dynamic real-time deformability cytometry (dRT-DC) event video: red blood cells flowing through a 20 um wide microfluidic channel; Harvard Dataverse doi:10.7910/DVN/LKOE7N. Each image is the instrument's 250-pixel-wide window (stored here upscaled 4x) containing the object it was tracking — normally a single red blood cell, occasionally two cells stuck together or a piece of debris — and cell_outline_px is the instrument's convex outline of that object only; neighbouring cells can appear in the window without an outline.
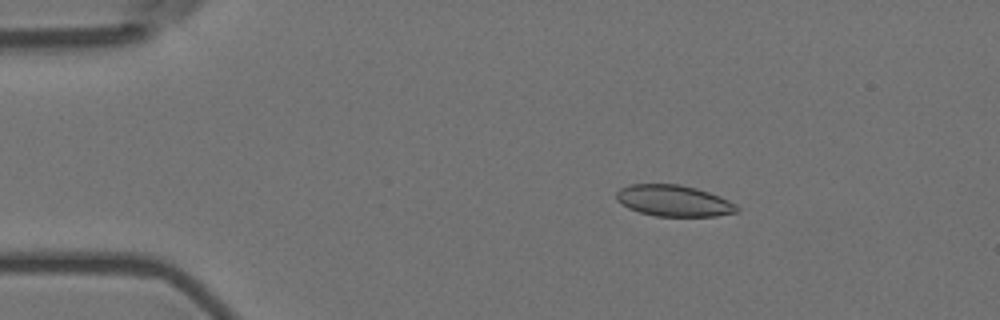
{"species": "Egyptian fruit bat (a non-hibernating species)", "species_latin": "Rousettus aegyptiacus", "temperature_condition": "room temperature", "stored_images_in_passage": 4, "camera_frame_rate_fps": 3000, "um_per_image_px": 0.085, "animal": {"sex": "female"}, "frame": {"image": 1, "passage_image": 2, "time_ms": 0.333, "image_size_px": [1000, 320], "cell_outline_px": [[740, 212], [716, 216], [656, 216], [640, 212], [628, 208], [616, 200], [616, 192], [620, 188], [632, 184], [680, 184], [696, 188], [720, 196], [736, 204], [740, 208]], "centroid_in_image_um": [57.29, 17.06], "position_along_channel_um": 27.7, "area_um2": 22.08}}